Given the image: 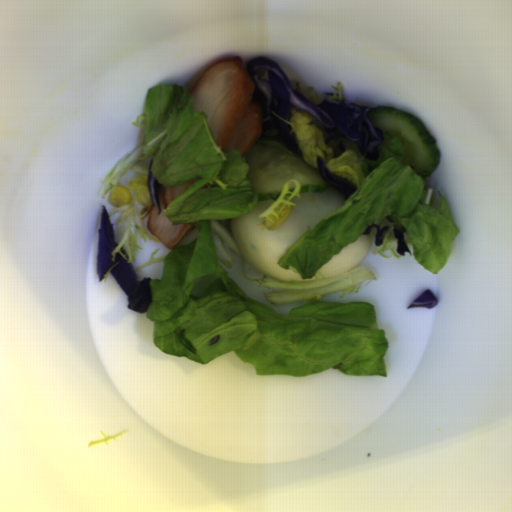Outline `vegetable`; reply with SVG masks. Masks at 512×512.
<instances>
[{
	"label": "vegetable",
	"instance_id": "obj_1",
	"mask_svg": "<svg viewBox=\"0 0 512 512\" xmlns=\"http://www.w3.org/2000/svg\"><path fill=\"white\" fill-rule=\"evenodd\" d=\"M186 86L158 84L147 90L144 113L132 124L139 136L131 154L123 159L104 184L100 199L115 186L132 194L129 203L114 207L109 217L121 239L111 251L120 253L134 267L137 280L151 277V301L146 318L153 320V344L166 354L188 357L202 364L234 351L251 364L257 375L309 376L337 368L348 376H385L384 355L389 341L376 322L369 302L327 303L323 296L342 291L340 298L359 292L376 281L374 273L359 265L335 276L319 269L331 257L365 234L370 225L385 232L375 256L401 258L395 227H405L413 257L437 274L444 267L460 228L450 214L447 200L438 192L440 207L431 205L432 188L424 176L404 163V143L388 130L378 145L377 160L365 159L354 141L343 137L346 148L338 158L326 145L327 133L314 116L290 106V125L302 156L318 168L317 156L330 174L354 183L357 189L335 211L310 225L280 256L281 268L297 273L301 281H284L268 275L245 260L233 234L231 218L255 209L260 202L248 178L246 155L216 146L206 111L193 107ZM299 110V111H298ZM151 170L164 186L202 178L165 208L173 223H194L174 249L164 247L147 229L151 208L139 203L129 188L131 179ZM236 253L249 283L267 287L272 305L304 302L288 314L245 293L224 274L220 264L231 266L225 250ZM220 263V264H219ZM323 279H318L316 272Z\"/></svg>",
	"mask_w": 512,
	"mask_h": 512
},
{
	"label": "vegetable",
	"instance_id": "obj_2",
	"mask_svg": "<svg viewBox=\"0 0 512 512\" xmlns=\"http://www.w3.org/2000/svg\"><path fill=\"white\" fill-rule=\"evenodd\" d=\"M302 184L296 179L289 180L284 186L281 193L276 197L271 206L258 215V219L266 220L268 223L275 224L274 219L270 215L275 216L278 220L282 215L286 214L284 208L296 207L297 203L293 202L294 197H302Z\"/></svg>",
	"mask_w": 512,
	"mask_h": 512
},
{
	"label": "vegetable",
	"instance_id": "obj_3",
	"mask_svg": "<svg viewBox=\"0 0 512 512\" xmlns=\"http://www.w3.org/2000/svg\"><path fill=\"white\" fill-rule=\"evenodd\" d=\"M295 89L303 98L308 100L313 105H320L324 99L320 98L313 87L300 88L298 81L295 84Z\"/></svg>",
	"mask_w": 512,
	"mask_h": 512
},
{
	"label": "vegetable",
	"instance_id": "obj_4",
	"mask_svg": "<svg viewBox=\"0 0 512 512\" xmlns=\"http://www.w3.org/2000/svg\"><path fill=\"white\" fill-rule=\"evenodd\" d=\"M338 85H332V88L337 89V93H332V100L338 101L341 103V101L346 105L347 99L344 97V91H343V84L342 82H337Z\"/></svg>",
	"mask_w": 512,
	"mask_h": 512
},
{
	"label": "vegetable",
	"instance_id": "obj_5",
	"mask_svg": "<svg viewBox=\"0 0 512 512\" xmlns=\"http://www.w3.org/2000/svg\"><path fill=\"white\" fill-rule=\"evenodd\" d=\"M117 263H118V261H117L116 263L112 264V265H111V266H110V267H109V268H108V269L103 273V282H104V284L106 283V279H107L108 273H109V272H112L113 268H114L115 266H117Z\"/></svg>",
	"mask_w": 512,
	"mask_h": 512
}]
</instances>
